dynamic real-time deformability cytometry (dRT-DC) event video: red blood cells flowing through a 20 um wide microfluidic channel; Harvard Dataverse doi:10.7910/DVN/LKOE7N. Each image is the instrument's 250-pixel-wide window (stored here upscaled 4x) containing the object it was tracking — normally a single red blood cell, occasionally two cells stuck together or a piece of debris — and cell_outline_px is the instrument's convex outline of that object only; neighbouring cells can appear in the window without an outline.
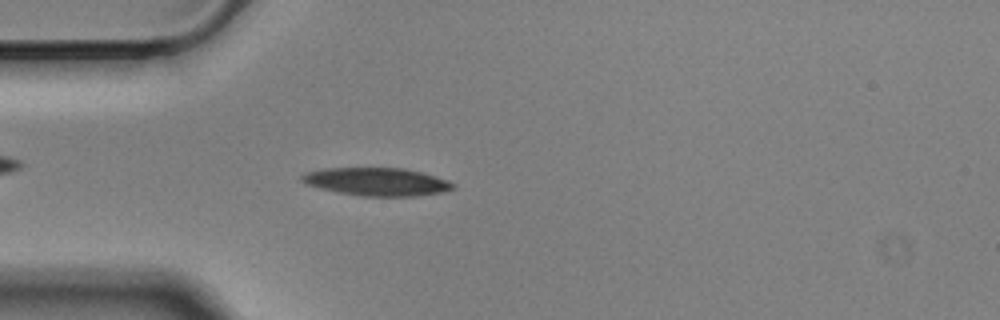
{"species": "Egyptian fruit bat (a non-hibernating species)", "species_latin": "Rousettus aegyptiacus", "temperature_condition": "cold", "stored_images_in_passage": 56, "camera_frame_rate_fps": 3000, "um_per_image_px": 0.085, "animal": {"sex": "male"}, "frame": {"image": 1, "passage_image": 15, "time_ms": 4.667, "image_size_px": [1000, 320], "cell_outline_px": [[456, 188], [440, 192], [420, 196], [360, 196], [336, 192], [304, 184], [300, 180], [300, 176], [308, 172], [324, 168], [404, 168], [420, 172], [448, 180], [456, 184]], "centroid_in_image_um": [32.02, 15.45], "position_along_channel_um": 53.0, "area_um2": 24.74}}
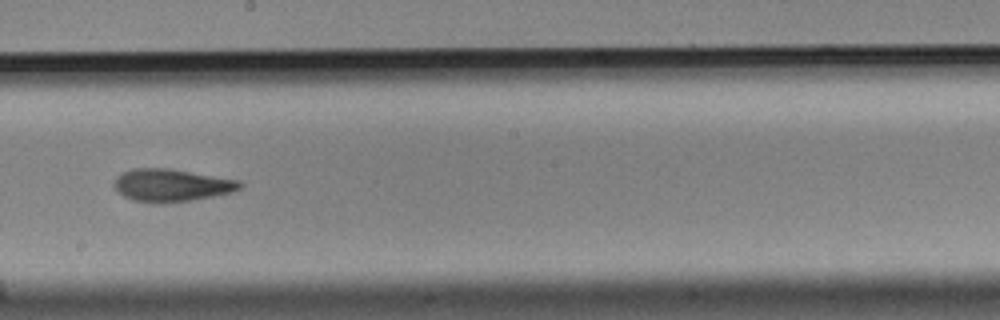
{"frame": {"image": 2, "passage_image": 31, "time_ms": 10.0, "image_size_px": [1000, 320], "cell_outline_px": [[244, 184], [240, 188], [232, 192], [192, 200], [156, 204], [132, 200], [124, 196], [112, 184], [116, 176], [120, 172], [132, 168], [172, 168], [240, 180]], "centroid_in_image_um": [14.56, 15.73], "position_along_channel_um": 233.6, "area_um2": 24.22}}
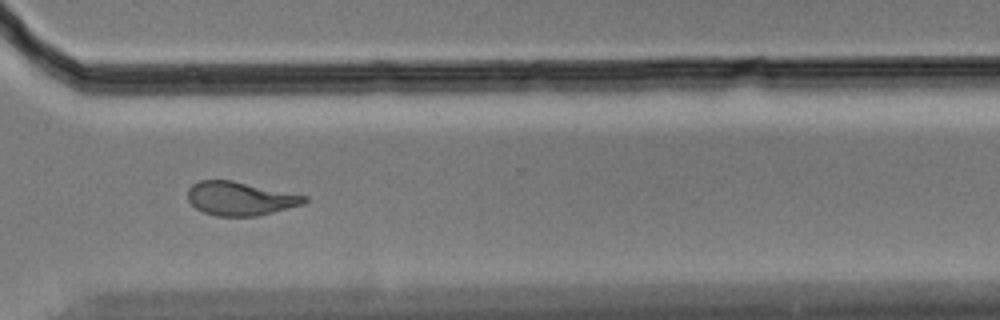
{"frame": {"image": 3, "passage_image": 41, "time_ms": 13.333, "image_size_px": [1000, 320], "cell_outline_px": [[308, 200], [304, 204], [256, 216], [216, 216], [204, 212], [196, 208], [188, 200], [188, 188], [192, 184], [200, 180], [232, 180], [308, 196]], "centroid_in_image_um": [20.41, 16.87], "position_along_channel_um": 350.2, "area_um2": 22.83}, "authors_computed_cell_mechanics": {"area_um2": 23.987, "velocity_mm_per_s": 3.5058, "shape_relaxation_time_tau1_ms": 8.7283, "shape_relaxation_time_tau2_ms": 4.1324, "deformation_change_tau1": 0.2165, "deformation_change_tau2": 0.1238}}